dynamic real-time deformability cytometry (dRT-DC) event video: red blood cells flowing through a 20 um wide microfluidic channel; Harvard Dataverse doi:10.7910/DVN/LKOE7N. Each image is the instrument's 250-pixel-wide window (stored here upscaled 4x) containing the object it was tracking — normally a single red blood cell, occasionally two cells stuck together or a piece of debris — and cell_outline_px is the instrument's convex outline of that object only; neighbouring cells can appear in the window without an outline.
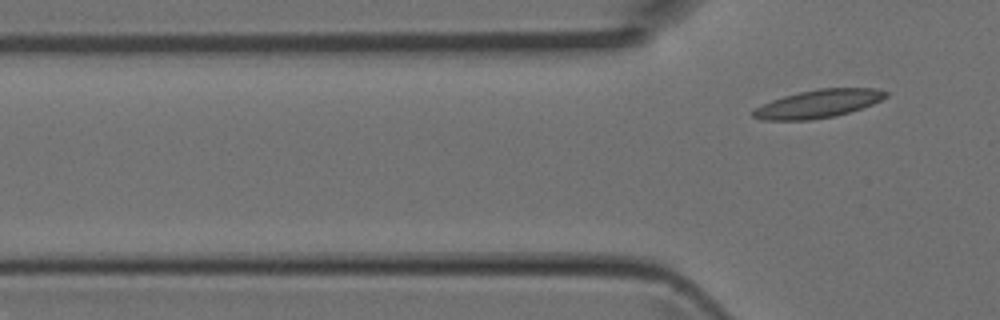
{"species": "Egyptian fruit bat (a non-hibernating species)", "species_latin": "Rousettus aegyptiacus", "temperature_condition": "room temperature", "stored_images_in_passage": 5, "camera_frame_rate_fps": 3000, "um_per_image_px": 0.085, "animal": {"sex": "female"}, "frame": {"image": 1, "passage_image": 5, "time_ms": 1.333, "image_size_px": [1000, 320], "cell_outline_px": [[888, 96], [872, 104], [836, 116], [808, 120], [760, 120], [752, 116], [752, 112], [756, 108], [772, 100], [784, 96], [800, 92], [820, 88], [876, 88], [888, 92]], "centroid_in_image_um": [69.56, 8.82], "position_along_channel_um": 56.2, "area_um2": 21.5}}